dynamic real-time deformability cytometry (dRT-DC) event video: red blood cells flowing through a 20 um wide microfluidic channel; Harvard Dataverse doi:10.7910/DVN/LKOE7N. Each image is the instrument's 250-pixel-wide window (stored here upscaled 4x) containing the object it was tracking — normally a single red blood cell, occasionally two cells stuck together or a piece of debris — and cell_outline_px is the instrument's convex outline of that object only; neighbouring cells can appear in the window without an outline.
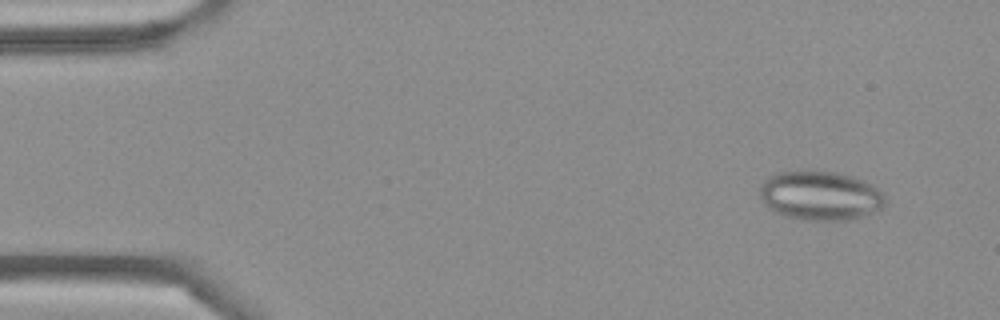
{"species": "Egyptian fruit bat (a non-hibernating species)", "species_latin": "Rousettus aegyptiacus", "temperature_condition": "cold", "stored_images_in_passage": 6, "camera_frame_rate_fps": 3000, "um_per_image_px": 0.085, "frame": {"image": 1, "passage_image": 1, "time_ms": 0.0, "image_size_px": [1000, 320], "cell_outline_px": [[884, 204], [880, 208], [872, 212], [852, 220], [800, 220], [776, 212], [768, 208], [760, 196], [760, 188], [764, 180], [768, 176], [776, 172], [836, 172], [852, 176], [864, 180], [872, 184], [884, 192]], "centroid_in_image_um": [69.73, 16.64], "position_along_channel_um": 15.3, "area_um2": 35.78}}
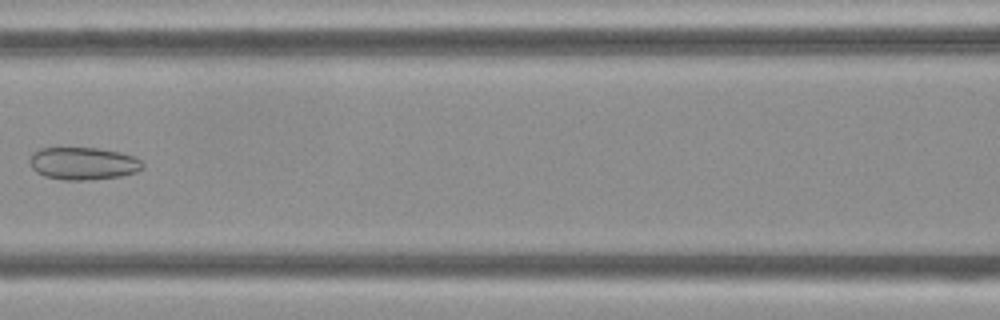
{"frame": {"image": 2, "passage_image": 6, "time_ms": 1.667, "image_size_px": [1000, 320], "cell_outline_px": [[144, 168], [136, 172], [120, 176], [88, 180], [64, 180], [44, 176], [36, 172], [32, 168], [28, 160], [32, 152], [40, 148], [96, 148], [120, 152], [136, 156], [144, 164]], "centroid_in_image_um": [7.07, 13.89], "position_along_channel_um": 159.5, "area_um2": 21.62}}